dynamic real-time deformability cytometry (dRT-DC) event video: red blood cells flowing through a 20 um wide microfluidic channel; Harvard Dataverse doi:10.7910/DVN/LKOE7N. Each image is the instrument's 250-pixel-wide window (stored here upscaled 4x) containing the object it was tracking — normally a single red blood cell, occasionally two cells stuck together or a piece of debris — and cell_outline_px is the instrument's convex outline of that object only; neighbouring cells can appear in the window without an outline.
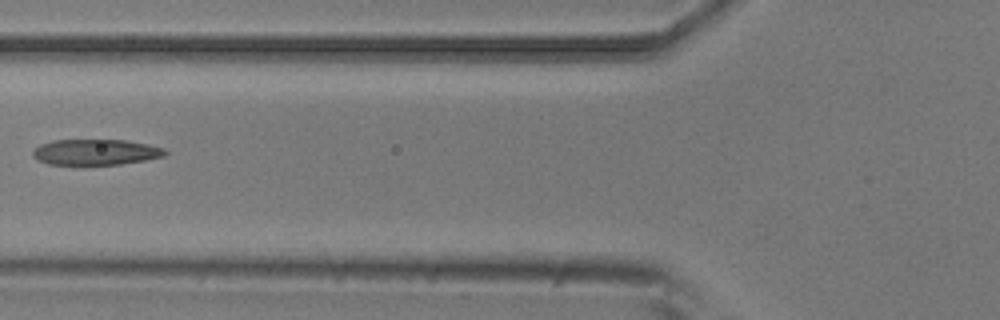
{"species": "common noctule bat (a hibernating species)", "species_latin": "Nyctalus noctula", "temperature_condition": "room temperature", "stored_images_in_passage": 6, "camera_frame_rate_fps": 3000, "um_per_image_px": 0.085, "animal": {"sex": "male", "body_mass_g": 20.5, "forearm_length_mm": 52.5}, "frame": {"image": 1, "passage_image": 6, "time_ms": 1.667, "image_size_px": [1000, 320], "cell_outline_px": [[168, 152], [164, 156], [144, 160], [120, 164], [48, 164], [36, 160], [32, 156], [32, 152], [40, 144], [52, 140], [124, 140], [148, 144], [164, 148]], "centroid_in_image_um": [8.11, 12.92], "position_along_channel_um": 117.7, "area_um2": 19.77}}